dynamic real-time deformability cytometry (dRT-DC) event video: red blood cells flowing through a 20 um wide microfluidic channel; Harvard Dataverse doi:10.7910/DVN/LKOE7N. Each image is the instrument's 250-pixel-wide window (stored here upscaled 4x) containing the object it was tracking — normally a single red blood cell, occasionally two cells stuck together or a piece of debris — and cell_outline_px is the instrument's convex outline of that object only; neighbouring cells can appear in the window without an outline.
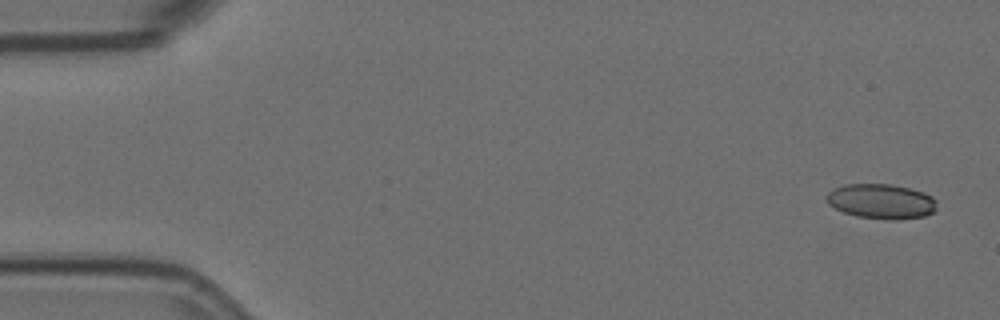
{"species": "Egyptian fruit bat (a non-hibernating species)", "species_latin": "Rousettus aegyptiacus", "temperature_condition": "room temperature", "stored_images_in_passage": 5, "camera_frame_rate_fps": 3000, "um_per_image_px": 0.085, "animal": {"sex": "female"}, "frame": {"image": 1, "passage_image": 1, "time_ms": 0.0, "image_size_px": [1000, 320], "cell_outline_px": [[936, 208], [932, 212], [924, 216], [856, 216], [844, 212], [828, 204], [824, 200], [824, 196], [832, 188], [844, 184], [888, 184], [908, 188], [924, 192], [932, 196], [936, 200]], "centroid_in_image_um": [74.82, 17.04], "position_along_channel_um": 10.2, "area_um2": 21.5}}
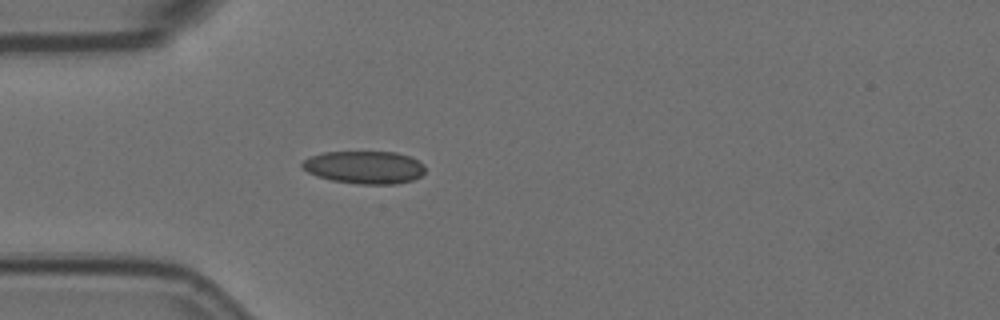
{"frame": {"image": 2, "passage_image": 5, "time_ms": 1.333, "image_size_px": [1000, 320], "cell_outline_px": [[424, 172], [420, 176], [412, 180], [396, 184], [360, 184], [332, 180], [316, 176], [300, 168], [300, 164], [308, 156], [324, 152], [396, 152], [408, 156], [424, 164]], "centroid_in_image_um": [30.93, 14.22], "position_along_channel_um": 54.1, "area_um2": 23.52}}